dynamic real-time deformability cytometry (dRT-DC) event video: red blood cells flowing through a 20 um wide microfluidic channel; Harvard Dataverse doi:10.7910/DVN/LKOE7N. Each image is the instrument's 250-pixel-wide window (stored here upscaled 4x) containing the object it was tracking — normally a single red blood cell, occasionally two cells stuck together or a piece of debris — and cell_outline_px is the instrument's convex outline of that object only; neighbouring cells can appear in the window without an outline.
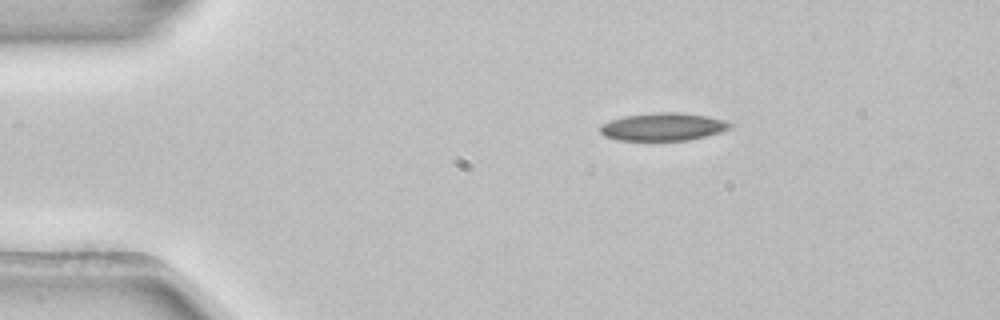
{"species": "common noctule bat (a hibernating species)", "species_latin": "Nyctalus noctula", "temperature_condition": "room temperature", "stored_images_in_passage": 2, "camera_frame_rate_fps": 3000, "um_per_image_px": 0.085, "animal": {"sex": "female", "body_mass_g": 22.7, "forearm_length_mm": 54.2}, "frame": {"image": 1, "passage_image": 1, "time_ms": 0.0, "image_size_px": [1000, 320], "cell_outline_px": [[732, 128], [720, 132], [688, 140], [616, 140], [604, 136], [600, 132], [600, 124], [624, 116], [656, 112], [680, 112], [704, 116], [724, 120], [732, 124]], "centroid_in_image_um": [56.33, 10.77], "position_along_channel_um": 28.7, "area_um2": 20.92}}
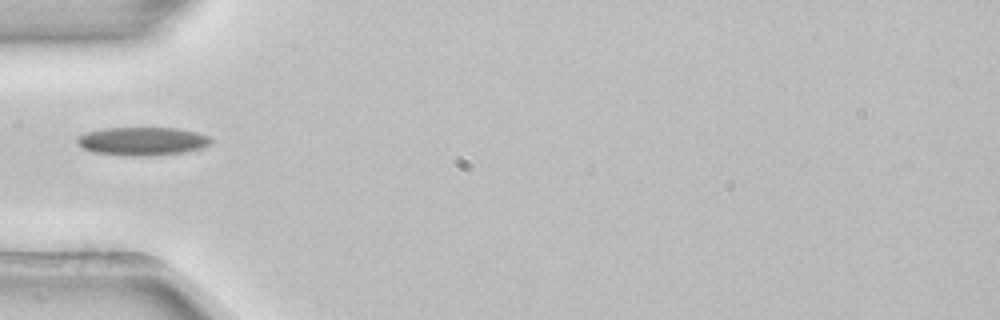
{"frame": {"image": 2, "passage_image": 2, "time_ms": 0.333, "image_size_px": [1000, 320], "cell_outline_px": [[212, 140], [208, 144], [200, 148], [188, 152], [152, 156], [128, 156], [92, 152], [84, 148], [76, 140], [80, 136], [88, 132], [104, 128], [176, 128], [196, 132], [208, 136]], "centroid_in_image_um": [12.12, 12.01], "position_along_channel_um": 72.9, "area_um2": 21.96}}